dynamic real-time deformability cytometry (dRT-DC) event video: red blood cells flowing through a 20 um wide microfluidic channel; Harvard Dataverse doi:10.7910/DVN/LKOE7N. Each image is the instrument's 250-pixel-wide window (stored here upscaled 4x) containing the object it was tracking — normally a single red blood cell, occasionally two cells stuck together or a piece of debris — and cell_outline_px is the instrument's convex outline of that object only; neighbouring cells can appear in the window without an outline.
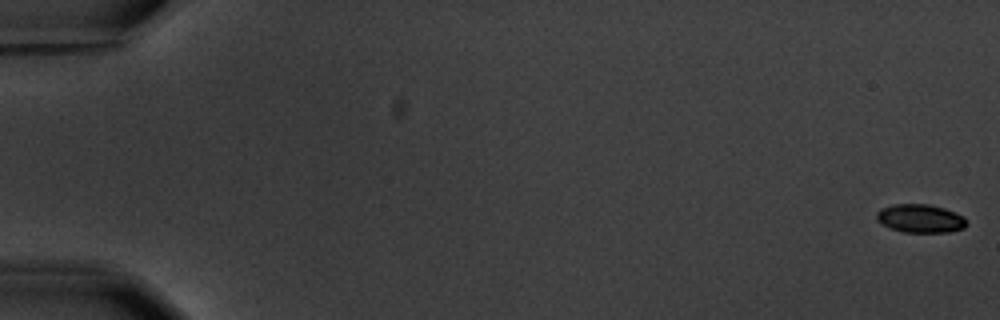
{"species": "common noctule bat (a hibernating species)", "species_latin": "Nyctalus noctula", "temperature_condition": "warm", "stored_images_in_passage": 6, "camera_frame_rate_fps": 3000, "um_per_image_px": 0.085, "animal": {"sex": "male", "body_mass_g": 20.1, "forearm_length_mm": 53.5}, "frame": {"image": 1, "passage_image": 1, "time_ms": 0.0, "image_size_px": [1000, 320], "cell_outline_px": [[968, 224], [964, 228], [948, 232], [904, 232], [880, 224], [876, 220], [876, 212], [880, 208], [892, 204], [928, 204], [944, 208], [956, 212], [964, 216]], "centroid_in_image_um": [78.22, 18.56], "position_along_channel_um": 6.8, "area_um2": 15.09}}
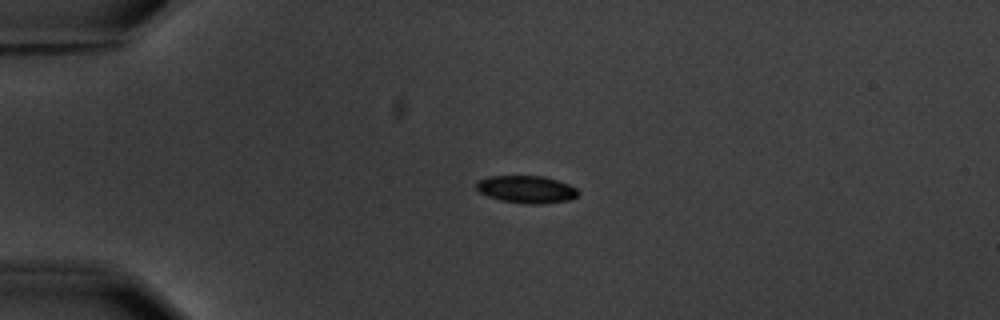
{"frame": {"image": 2, "passage_image": 5, "time_ms": 4.667, "image_size_px": [1000, 320], "cell_outline_px": [[580, 192], [576, 196], [568, 200], [536, 204], [532, 204], [500, 200], [488, 196], [480, 192], [476, 188], [476, 184], [480, 180], [488, 176], [544, 176], [568, 184], [576, 188]], "centroid_in_image_um": [44.74, 16.08], "position_along_channel_um": 40.3, "area_um2": 16.01}}